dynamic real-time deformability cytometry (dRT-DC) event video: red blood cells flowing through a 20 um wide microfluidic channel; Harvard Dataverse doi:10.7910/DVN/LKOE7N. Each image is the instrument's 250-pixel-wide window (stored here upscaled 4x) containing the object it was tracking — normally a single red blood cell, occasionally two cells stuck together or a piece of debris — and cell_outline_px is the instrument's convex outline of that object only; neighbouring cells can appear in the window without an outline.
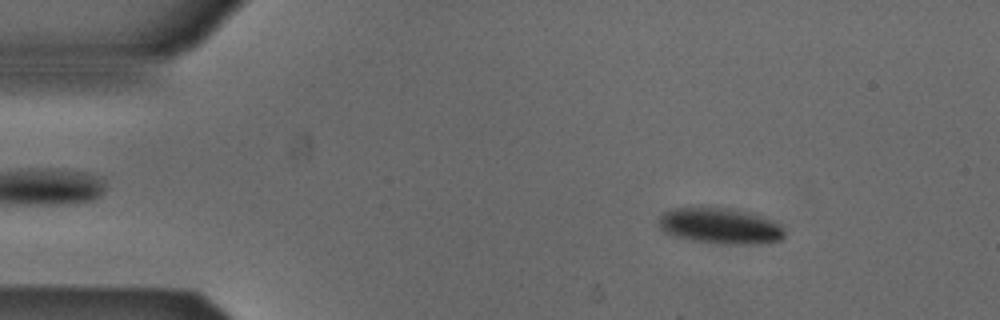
{"species": "Egyptian fruit bat (a non-hibernating species)", "species_latin": "Rousettus aegyptiacus", "temperature_condition": "cold", "stored_images_in_passage": 50, "camera_frame_rate_fps": 3000, "um_per_image_px": 0.085, "animal": {"sex": "male"}, "frame": {"image": 1, "passage_image": 5, "time_ms": 1.333, "image_size_px": [1000, 320], "cell_outline_px": [[784, 236], [780, 240], [760, 244], [720, 244], [692, 240], [676, 236], [664, 232], [656, 224], [656, 220], [664, 212], [676, 208], [728, 208], [748, 212], [772, 220], [780, 224], [784, 232]], "centroid_in_image_um": [61.19, 19.22], "position_along_channel_um": 23.8, "area_um2": 26.24}}
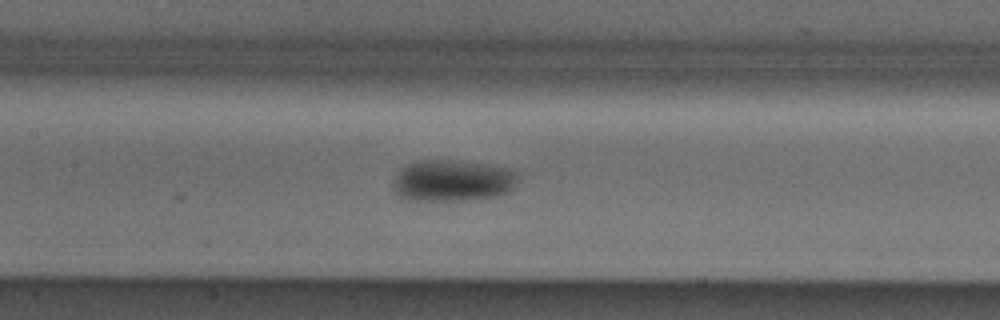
{"frame": {"image": 2, "passage_image": 22, "time_ms": 7.0, "image_size_px": [1000, 320], "cell_outline_px": [[516, 184], [512, 192], [496, 196], [464, 200], [408, 200], [400, 196], [392, 188], [392, 180], [396, 172], [404, 164], [416, 160], [460, 160], [512, 168], [516, 172]], "centroid_in_image_um": [38.44, 15.33], "position_along_channel_um": 169.0, "area_um2": 30.87}}
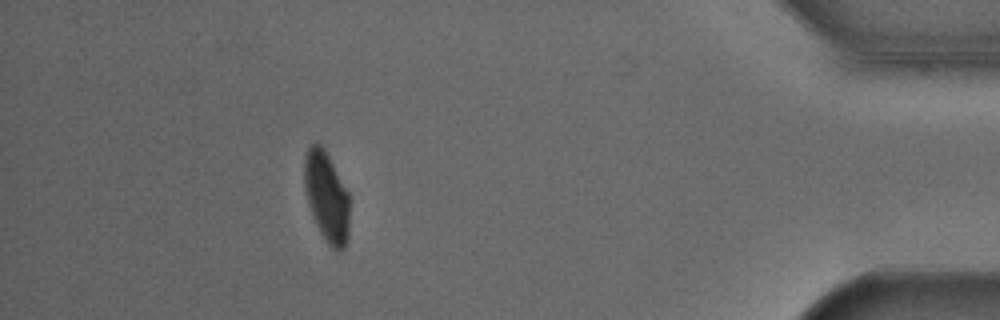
{"frame": {"image": 3, "passage_image": 45, "time_ms": 14.667, "image_size_px": [1000, 320], "cell_outline_px": [[348, 240], [344, 248], [340, 252], [332, 248], [324, 240], [312, 216], [308, 204], [304, 188], [304, 156], [308, 148], [312, 144], [320, 144], [324, 148], [348, 192]], "centroid_in_image_um": [27.74, 16.75], "position_along_channel_um": 407.5, "area_um2": 23.7}, "authors_computed_cell_mechanics": {"area_um2": 26.9348, "velocity_mm_per_s": 3.8417, "shape_relaxation_time_tau1_ms": 4.3387, "shape_relaxation_time_tau2_ms": 2.4243, "deformation_change_tau1": 0.1126, "deformation_change_tau2": 0.0238}}